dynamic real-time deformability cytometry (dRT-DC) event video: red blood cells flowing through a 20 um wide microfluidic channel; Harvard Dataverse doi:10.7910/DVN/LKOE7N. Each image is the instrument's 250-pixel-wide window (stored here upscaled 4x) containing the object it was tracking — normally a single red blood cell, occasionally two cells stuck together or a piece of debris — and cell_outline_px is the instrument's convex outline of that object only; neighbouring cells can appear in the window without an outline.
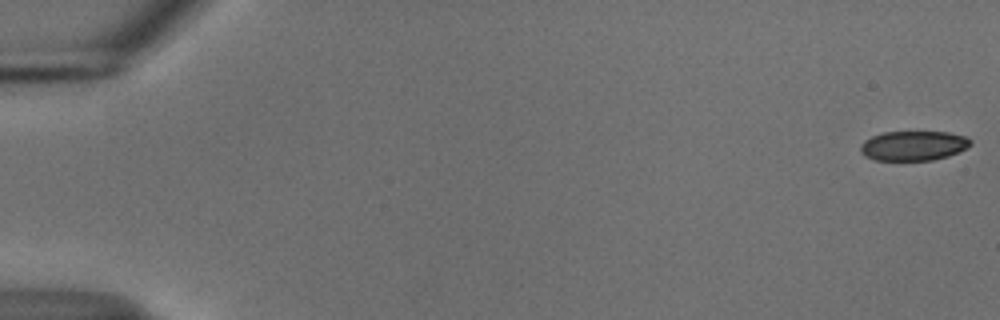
{"species": "common noctule bat (a hibernating species)", "species_latin": "Nyctalus noctula", "temperature_condition": "cold", "stored_images_in_passage": 54, "camera_frame_rate_fps": 3000, "um_per_image_px": 0.085, "animal": {"sex": "male", "body_mass_g": 18.8}, "frame": {"image": 1, "passage_image": 1, "time_ms": 0.0, "image_size_px": [1000, 320], "cell_outline_px": [[972, 144], [968, 148], [948, 156], [932, 160], [876, 160], [864, 156], [860, 152], [860, 144], [864, 140], [872, 136], [884, 132], [948, 132], [964, 136], [972, 140]], "centroid_in_image_um": [77.64, 12.38], "position_along_channel_um": 7.4, "area_um2": 19.13}}
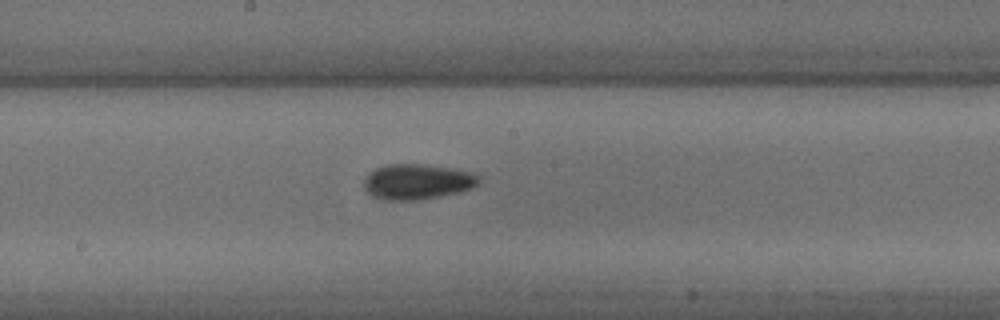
{"frame": {"image": 2, "passage_image": 30, "time_ms": 9.667, "image_size_px": [1000, 320], "cell_outline_px": [[480, 184], [472, 188], [460, 192], [440, 196], [416, 200], [384, 200], [372, 196], [364, 188], [364, 180], [368, 172], [384, 164], [424, 164], [452, 168], [468, 172], [480, 176]], "centroid_in_image_um": [35.45, 15.44], "position_along_channel_um": 212.7, "area_um2": 23.87}}
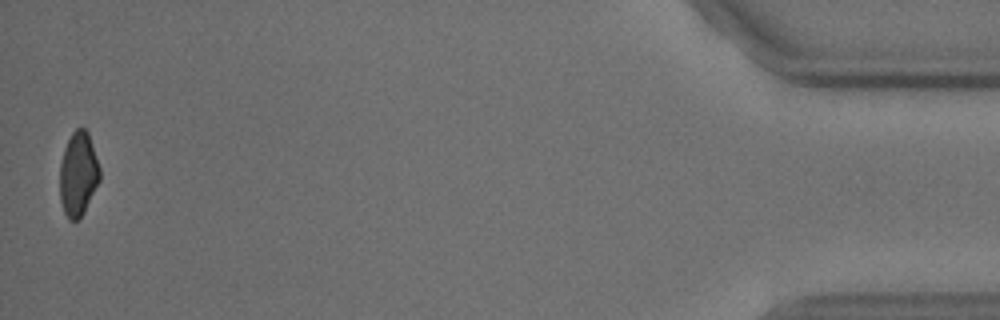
{"frame": {"image": 3, "passage_image": 54, "time_ms": 17.667, "image_size_px": [1000, 320], "cell_outline_px": [[100, 180], [84, 212], [76, 220], [68, 220], [64, 212], [60, 200], [60, 164], [64, 148], [72, 132], [76, 128], [84, 128], [88, 132], [100, 168]], "centroid_in_image_um": [6.65, 14.79], "position_along_channel_um": 428.6, "area_um2": 19.54}, "authors_computed_cell_mechanics": {"area_um2": 21.6461, "velocity_mm_per_s": 3.7503, "shape_relaxation_time_tau1_ms": 8.7434, "shape_relaxation_time_tau2_ms": null, "deformation_change_tau1": 0.126, "deformation_change_tau2": null}}